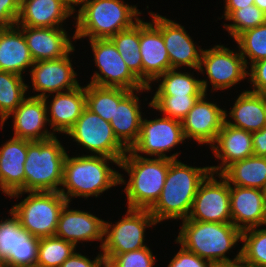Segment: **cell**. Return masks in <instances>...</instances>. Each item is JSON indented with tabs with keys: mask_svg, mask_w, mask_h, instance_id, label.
<instances>
[{
	"mask_svg": "<svg viewBox=\"0 0 266 267\" xmlns=\"http://www.w3.org/2000/svg\"><path fill=\"white\" fill-rule=\"evenodd\" d=\"M211 173L209 166L192 167L172 160L160 197L149 209L157 223L166 219H187L200 184Z\"/></svg>",
	"mask_w": 266,
	"mask_h": 267,
	"instance_id": "6da1fadb",
	"label": "cell"
},
{
	"mask_svg": "<svg viewBox=\"0 0 266 267\" xmlns=\"http://www.w3.org/2000/svg\"><path fill=\"white\" fill-rule=\"evenodd\" d=\"M107 161L118 166L120 163L118 159L111 157L81 155L71 158L67 154L63 164V182L59 192L70 203L71 197H97L113 186L126 184L122 175L110 168Z\"/></svg>",
	"mask_w": 266,
	"mask_h": 267,
	"instance_id": "7a4b0ae2",
	"label": "cell"
},
{
	"mask_svg": "<svg viewBox=\"0 0 266 267\" xmlns=\"http://www.w3.org/2000/svg\"><path fill=\"white\" fill-rule=\"evenodd\" d=\"M80 4L73 39L110 38L132 27L141 14L135 5H128L123 0H75L76 6Z\"/></svg>",
	"mask_w": 266,
	"mask_h": 267,
	"instance_id": "3957f363",
	"label": "cell"
},
{
	"mask_svg": "<svg viewBox=\"0 0 266 267\" xmlns=\"http://www.w3.org/2000/svg\"><path fill=\"white\" fill-rule=\"evenodd\" d=\"M241 233L242 231L232 222L213 223L183 220L175 241L214 265L233 264L241 261V251L232 260L225 254L235 246L238 240L241 241Z\"/></svg>",
	"mask_w": 266,
	"mask_h": 267,
	"instance_id": "277c9868",
	"label": "cell"
},
{
	"mask_svg": "<svg viewBox=\"0 0 266 267\" xmlns=\"http://www.w3.org/2000/svg\"><path fill=\"white\" fill-rule=\"evenodd\" d=\"M168 158H146L126 152L119 163L129 174V181L124 191L127 195L128 208L149 210L160 197L169 165Z\"/></svg>",
	"mask_w": 266,
	"mask_h": 267,
	"instance_id": "5b68a950",
	"label": "cell"
},
{
	"mask_svg": "<svg viewBox=\"0 0 266 267\" xmlns=\"http://www.w3.org/2000/svg\"><path fill=\"white\" fill-rule=\"evenodd\" d=\"M67 153L56 136L29 141L25 161V192H59Z\"/></svg>",
	"mask_w": 266,
	"mask_h": 267,
	"instance_id": "8992f818",
	"label": "cell"
},
{
	"mask_svg": "<svg viewBox=\"0 0 266 267\" xmlns=\"http://www.w3.org/2000/svg\"><path fill=\"white\" fill-rule=\"evenodd\" d=\"M29 195L11 207L21 226L37 238L55 236L63 207L68 203L60 192L34 191L16 192L9 197Z\"/></svg>",
	"mask_w": 266,
	"mask_h": 267,
	"instance_id": "52a82bcc",
	"label": "cell"
},
{
	"mask_svg": "<svg viewBox=\"0 0 266 267\" xmlns=\"http://www.w3.org/2000/svg\"><path fill=\"white\" fill-rule=\"evenodd\" d=\"M127 214L114 225L105 221L104 240L100 245L105 263L115 254H122L147 247L144 244L146 227L156 225L147 209L128 208ZM113 227V228H112Z\"/></svg>",
	"mask_w": 266,
	"mask_h": 267,
	"instance_id": "ba28073f",
	"label": "cell"
},
{
	"mask_svg": "<svg viewBox=\"0 0 266 267\" xmlns=\"http://www.w3.org/2000/svg\"><path fill=\"white\" fill-rule=\"evenodd\" d=\"M76 143L94 153V156H105L121 159L128 151L116 138L110 122L93 113L87 107L82 111L74 126L66 133Z\"/></svg>",
	"mask_w": 266,
	"mask_h": 267,
	"instance_id": "9c48e42d",
	"label": "cell"
},
{
	"mask_svg": "<svg viewBox=\"0 0 266 267\" xmlns=\"http://www.w3.org/2000/svg\"><path fill=\"white\" fill-rule=\"evenodd\" d=\"M94 55V63L100 73L92 76L90 84L100 87L123 88L138 90L145 85L131 72L114 43L109 39L90 40Z\"/></svg>",
	"mask_w": 266,
	"mask_h": 267,
	"instance_id": "30bf717a",
	"label": "cell"
},
{
	"mask_svg": "<svg viewBox=\"0 0 266 267\" xmlns=\"http://www.w3.org/2000/svg\"><path fill=\"white\" fill-rule=\"evenodd\" d=\"M182 123L180 120L162 117L153 120L142 118L138 140L130 151L156 156V158L177 159L179 153L167 156L165 153L171 151L176 145L185 140Z\"/></svg>",
	"mask_w": 266,
	"mask_h": 267,
	"instance_id": "8fae6325",
	"label": "cell"
},
{
	"mask_svg": "<svg viewBox=\"0 0 266 267\" xmlns=\"http://www.w3.org/2000/svg\"><path fill=\"white\" fill-rule=\"evenodd\" d=\"M220 181L210 173L200 184L194 197L189 217L184 220H194L213 223H230V185L218 174Z\"/></svg>",
	"mask_w": 266,
	"mask_h": 267,
	"instance_id": "7c38bea8",
	"label": "cell"
},
{
	"mask_svg": "<svg viewBox=\"0 0 266 267\" xmlns=\"http://www.w3.org/2000/svg\"><path fill=\"white\" fill-rule=\"evenodd\" d=\"M9 213L12 218L0 221V264L8 267L36 265L39 238L24 229L13 212Z\"/></svg>",
	"mask_w": 266,
	"mask_h": 267,
	"instance_id": "4fadbf2b",
	"label": "cell"
},
{
	"mask_svg": "<svg viewBox=\"0 0 266 267\" xmlns=\"http://www.w3.org/2000/svg\"><path fill=\"white\" fill-rule=\"evenodd\" d=\"M208 75L213 90L228 89L248 76L247 69L241 53L233 52L223 45L202 51L199 72Z\"/></svg>",
	"mask_w": 266,
	"mask_h": 267,
	"instance_id": "5bb4252c",
	"label": "cell"
},
{
	"mask_svg": "<svg viewBox=\"0 0 266 267\" xmlns=\"http://www.w3.org/2000/svg\"><path fill=\"white\" fill-rule=\"evenodd\" d=\"M152 23L161 31L165 47L169 54L171 69L181 66L199 70L203 49L197 47L185 31L184 26L169 20L159 14L149 13Z\"/></svg>",
	"mask_w": 266,
	"mask_h": 267,
	"instance_id": "9a60e30c",
	"label": "cell"
},
{
	"mask_svg": "<svg viewBox=\"0 0 266 267\" xmlns=\"http://www.w3.org/2000/svg\"><path fill=\"white\" fill-rule=\"evenodd\" d=\"M74 50L73 48L66 56L59 59L34 62L30 70L33 90L42 93L32 97L44 98L47 92L59 93L79 86L75 78L77 74L69 58Z\"/></svg>",
	"mask_w": 266,
	"mask_h": 267,
	"instance_id": "2e32d148",
	"label": "cell"
},
{
	"mask_svg": "<svg viewBox=\"0 0 266 267\" xmlns=\"http://www.w3.org/2000/svg\"><path fill=\"white\" fill-rule=\"evenodd\" d=\"M205 97L206 93L198 98L181 123L186 139L193 138L199 144L211 146L225 122L227 111L219 108L217 104L207 102Z\"/></svg>",
	"mask_w": 266,
	"mask_h": 267,
	"instance_id": "e0dca14e",
	"label": "cell"
},
{
	"mask_svg": "<svg viewBox=\"0 0 266 267\" xmlns=\"http://www.w3.org/2000/svg\"><path fill=\"white\" fill-rule=\"evenodd\" d=\"M232 223L241 231L266 225V192L230 185Z\"/></svg>",
	"mask_w": 266,
	"mask_h": 267,
	"instance_id": "ac0fdd59",
	"label": "cell"
},
{
	"mask_svg": "<svg viewBox=\"0 0 266 267\" xmlns=\"http://www.w3.org/2000/svg\"><path fill=\"white\" fill-rule=\"evenodd\" d=\"M140 54L143 66V84L150 83L171 69L168 51L161 31L152 23L140 19Z\"/></svg>",
	"mask_w": 266,
	"mask_h": 267,
	"instance_id": "d6986e66",
	"label": "cell"
},
{
	"mask_svg": "<svg viewBox=\"0 0 266 267\" xmlns=\"http://www.w3.org/2000/svg\"><path fill=\"white\" fill-rule=\"evenodd\" d=\"M20 2L17 26L61 27V23L76 11L75 0H20Z\"/></svg>",
	"mask_w": 266,
	"mask_h": 267,
	"instance_id": "ffe728a7",
	"label": "cell"
},
{
	"mask_svg": "<svg viewBox=\"0 0 266 267\" xmlns=\"http://www.w3.org/2000/svg\"><path fill=\"white\" fill-rule=\"evenodd\" d=\"M18 27L24 34L34 62L62 58L74 48L62 27Z\"/></svg>",
	"mask_w": 266,
	"mask_h": 267,
	"instance_id": "44dd1931",
	"label": "cell"
},
{
	"mask_svg": "<svg viewBox=\"0 0 266 267\" xmlns=\"http://www.w3.org/2000/svg\"><path fill=\"white\" fill-rule=\"evenodd\" d=\"M105 221L89 212L69 209V202L63 207L55 236L77 246L79 241L104 240Z\"/></svg>",
	"mask_w": 266,
	"mask_h": 267,
	"instance_id": "7402d4cb",
	"label": "cell"
},
{
	"mask_svg": "<svg viewBox=\"0 0 266 267\" xmlns=\"http://www.w3.org/2000/svg\"><path fill=\"white\" fill-rule=\"evenodd\" d=\"M28 140L13 137L0 147V188L10 196L25 192V161Z\"/></svg>",
	"mask_w": 266,
	"mask_h": 267,
	"instance_id": "603a6c76",
	"label": "cell"
},
{
	"mask_svg": "<svg viewBox=\"0 0 266 267\" xmlns=\"http://www.w3.org/2000/svg\"><path fill=\"white\" fill-rule=\"evenodd\" d=\"M15 138L42 141L55 136L45 129L48 122L44 98L28 97L10 114ZM44 128V130H43Z\"/></svg>",
	"mask_w": 266,
	"mask_h": 267,
	"instance_id": "cb8c5ba5",
	"label": "cell"
},
{
	"mask_svg": "<svg viewBox=\"0 0 266 267\" xmlns=\"http://www.w3.org/2000/svg\"><path fill=\"white\" fill-rule=\"evenodd\" d=\"M214 144L211 149L216 158L222 160L219 166H210L211 173L216 175L221 174L233 162L254 155L252 133L232 127L226 122L217 134Z\"/></svg>",
	"mask_w": 266,
	"mask_h": 267,
	"instance_id": "d4e9b609",
	"label": "cell"
},
{
	"mask_svg": "<svg viewBox=\"0 0 266 267\" xmlns=\"http://www.w3.org/2000/svg\"><path fill=\"white\" fill-rule=\"evenodd\" d=\"M47 99L48 95L44 97V100L48 123L53 129V133L56 131L66 134L74 126L86 107L85 87L79 85L75 89L56 93L49 106Z\"/></svg>",
	"mask_w": 266,
	"mask_h": 267,
	"instance_id": "484cf974",
	"label": "cell"
},
{
	"mask_svg": "<svg viewBox=\"0 0 266 267\" xmlns=\"http://www.w3.org/2000/svg\"><path fill=\"white\" fill-rule=\"evenodd\" d=\"M150 90L148 86L142 89L129 91L119 102L115 104L114 117L110 124L117 140L127 149L136 143L140 133L142 115L140 112L139 97L134 93ZM135 94V95H134Z\"/></svg>",
	"mask_w": 266,
	"mask_h": 267,
	"instance_id": "4316f807",
	"label": "cell"
},
{
	"mask_svg": "<svg viewBox=\"0 0 266 267\" xmlns=\"http://www.w3.org/2000/svg\"><path fill=\"white\" fill-rule=\"evenodd\" d=\"M33 64L22 30L17 25L0 29V70L22 76Z\"/></svg>",
	"mask_w": 266,
	"mask_h": 267,
	"instance_id": "83f0119b",
	"label": "cell"
},
{
	"mask_svg": "<svg viewBox=\"0 0 266 267\" xmlns=\"http://www.w3.org/2000/svg\"><path fill=\"white\" fill-rule=\"evenodd\" d=\"M229 115L235 123L227 120L228 115L225 113L227 124L251 133L257 132L266 126L263 97L261 94L250 90H245L238 96Z\"/></svg>",
	"mask_w": 266,
	"mask_h": 267,
	"instance_id": "f1b7e54d",
	"label": "cell"
},
{
	"mask_svg": "<svg viewBox=\"0 0 266 267\" xmlns=\"http://www.w3.org/2000/svg\"><path fill=\"white\" fill-rule=\"evenodd\" d=\"M221 175L228 181L229 185L265 190L266 157L252 155L233 162Z\"/></svg>",
	"mask_w": 266,
	"mask_h": 267,
	"instance_id": "f546056e",
	"label": "cell"
},
{
	"mask_svg": "<svg viewBox=\"0 0 266 267\" xmlns=\"http://www.w3.org/2000/svg\"><path fill=\"white\" fill-rule=\"evenodd\" d=\"M177 69H169L160 75V80L154 96H186L203 95L207 91V80H198L187 72H178Z\"/></svg>",
	"mask_w": 266,
	"mask_h": 267,
	"instance_id": "4dcf8cb0",
	"label": "cell"
},
{
	"mask_svg": "<svg viewBox=\"0 0 266 267\" xmlns=\"http://www.w3.org/2000/svg\"><path fill=\"white\" fill-rule=\"evenodd\" d=\"M131 72L143 83V66L140 54V19L132 27L109 38Z\"/></svg>",
	"mask_w": 266,
	"mask_h": 267,
	"instance_id": "1f68e13d",
	"label": "cell"
},
{
	"mask_svg": "<svg viewBox=\"0 0 266 267\" xmlns=\"http://www.w3.org/2000/svg\"><path fill=\"white\" fill-rule=\"evenodd\" d=\"M27 84L22 76L0 70V125L3 129L10 114L25 100Z\"/></svg>",
	"mask_w": 266,
	"mask_h": 267,
	"instance_id": "d6a6232c",
	"label": "cell"
},
{
	"mask_svg": "<svg viewBox=\"0 0 266 267\" xmlns=\"http://www.w3.org/2000/svg\"><path fill=\"white\" fill-rule=\"evenodd\" d=\"M129 92L123 88L100 87L90 83L85 86L86 107L110 122L114 117L115 104Z\"/></svg>",
	"mask_w": 266,
	"mask_h": 267,
	"instance_id": "836d02e7",
	"label": "cell"
},
{
	"mask_svg": "<svg viewBox=\"0 0 266 267\" xmlns=\"http://www.w3.org/2000/svg\"><path fill=\"white\" fill-rule=\"evenodd\" d=\"M242 230L241 263L245 267H266V228Z\"/></svg>",
	"mask_w": 266,
	"mask_h": 267,
	"instance_id": "e575fe53",
	"label": "cell"
},
{
	"mask_svg": "<svg viewBox=\"0 0 266 267\" xmlns=\"http://www.w3.org/2000/svg\"><path fill=\"white\" fill-rule=\"evenodd\" d=\"M76 246L56 236L39 239L37 262L42 267H60L74 252Z\"/></svg>",
	"mask_w": 266,
	"mask_h": 267,
	"instance_id": "d590c367",
	"label": "cell"
},
{
	"mask_svg": "<svg viewBox=\"0 0 266 267\" xmlns=\"http://www.w3.org/2000/svg\"><path fill=\"white\" fill-rule=\"evenodd\" d=\"M235 41L246 66L248 65V57L251 61L250 66L257 61L266 59V22L244 31Z\"/></svg>",
	"mask_w": 266,
	"mask_h": 267,
	"instance_id": "8d00e7d4",
	"label": "cell"
},
{
	"mask_svg": "<svg viewBox=\"0 0 266 267\" xmlns=\"http://www.w3.org/2000/svg\"><path fill=\"white\" fill-rule=\"evenodd\" d=\"M226 20L233 23L224 24V27L235 40L244 31L264 24L266 13L253 4L233 11Z\"/></svg>",
	"mask_w": 266,
	"mask_h": 267,
	"instance_id": "74e56055",
	"label": "cell"
},
{
	"mask_svg": "<svg viewBox=\"0 0 266 267\" xmlns=\"http://www.w3.org/2000/svg\"><path fill=\"white\" fill-rule=\"evenodd\" d=\"M201 96H153L152 101L149 102V106L163 112L165 117L181 121Z\"/></svg>",
	"mask_w": 266,
	"mask_h": 267,
	"instance_id": "f35d334b",
	"label": "cell"
},
{
	"mask_svg": "<svg viewBox=\"0 0 266 267\" xmlns=\"http://www.w3.org/2000/svg\"><path fill=\"white\" fill-rule=\"evenodd\" d=\"M155 260L149 247H143L138 250L115 254L105 263V267H153Z\"/></svg>",
	"mask_w": 266,
	"mask_h": 267,
	"instance_id": "ab89813d",
	"label": "cell"
},
{
	"mask_svg": "<svg viewBox=\"0 0 266 267\" xmlns=\"http://www.w3.org/2000/svg\"><path fill=\"white\" fill-rule=\"evenodd\" d=\"M213 263L188 251L183 246L169 262L168 267H213Z\"/></svg>",
	"mask_w": 266,
	"mask_h": 267,
	"instance_id": "60d3db41",
	"label": "cell"
},
{
	"mask_svg": "<svg viewBox=\"0 0 266 267\" xmlns=\"http://www.w3.org/2000/svg\"><path fill=\"white\" fill-rule=\"evenodd\" d=\"M20 4V0H0V29L16 25Z\"/></svg>",
	"mask_w": 266,
	"mask_h": 267,
	"instance_id": "b9f144b4",
	"label": "cell"
},
{
	"mask_svg": "<svg viewBox=\"0 0 266 267\" xmlns=\"http://www.w3.org/2000/svg\"><path fill=\"white\" fill-rule=\"evenodd\" d=\"M250 73L248 72V76H250V82H252L253 90L251 92L254 93H265L266 92V59L257 61L250 66Z\"/></svg>",
	"mask_w": 266,
	"mask_h": 267,
	"instance_id": "7bdbcfd3",
	"label": "cell"
},
{
	"mask_svg": "<svg viewBox=\"0 0 266 267\" xmlns=\"http://www.w3.org/2000/svg\"><path fill=\"white\" fill-rule=\"evenodd\" d=\"M60 267H105V261L102 253H99L94 260H90L81 253L74 252Z\"/></svg>",
	"mask_w": 266,
	"mask_h": 267,
	"instance_id": "ee69618b",
	"label": "cell"
},
{
	"mask_svg": "<svg viewBox=\"0 0 266 267\" xmlns=\"http://www.w3.org/2000/svg\"><path fill=\"white\" fill-rule=\"evenodd\" d=\"M253 154L266 157V126L261 130L252 133Z\"/></svg>",
	"mask_w": 266,
	"mask_h": 267,
	"instance_id": "f6af8a7d",
	"label": "cell"
},
{
	"mask_svg": "<svg viewBox=\"0 0 266 267\" xmlns=\"http://www.w3.org/2000/svg\"><path fill=\"white\" fill-rule=\"evenodd\" d=\"M254 0H225V19L235 10L253 5Z\"/></svg>",
	"mask_w": 266,
	"mask_h": 267,
	"instance_id": "bcb514c9",
	"label": "cell"
},
{
	"mask_svg": "<svg viewBox=\"0 0 266 267\" xmlns=\"http://www.w3.org/2000/svg\"><path fill=\"white\" fill-rule=\"evenodd\" d=\"M254 4L266 13V0H254Z\"/></svg>",
	"mask_w": 266,
	"mask_h": 267,
	"instance_id": "7dc6e473",
	"label": "cell"
},
{
	"mask_svg": "<svg viewBox=\"0 0 266 267\" xmlns=\"http://www.w3.org/2000/svg\"><path fill=\"white\" fill-rule=\"evenodd\" d=\"M213 267H245L241 262L233 263V264H217L213 265Z\"/></svg>",
	"mask_w": 266,
	"mask_h": 267,
	"instance_id": "c3c4849f",
	"label": "cell"
},
{
	"mask_svg": "<svg viewBox=\"0 0 266 267\" xmlns=\"http://www.w3.org/2000/svg\"><path fill=\"white\" fill-rule=\"evenodd\" d=\"M263 97V101H264V109H265V114H266V92L261 94Z\"/></svg>",
	"mask_w": 266,
	"mask_h": 267,
	"instance_id": "681fc988",
	"label": "cell"
},
{
	"mask_svg": "<svg viewBox=\"0 0 266 267\" xmlns=\"http://www.w3.org/2000/svg\"><path fill=\"white\" fill-rule=\"evenodd\" d=\"M28 267H42V266H39V265H32V266H28Z\"/></svg>",
	"mask_w": 266,
	"mask_h": 267,
	"instance_id": "f907efd6",
	"label": "cell"
}]
</instances>
